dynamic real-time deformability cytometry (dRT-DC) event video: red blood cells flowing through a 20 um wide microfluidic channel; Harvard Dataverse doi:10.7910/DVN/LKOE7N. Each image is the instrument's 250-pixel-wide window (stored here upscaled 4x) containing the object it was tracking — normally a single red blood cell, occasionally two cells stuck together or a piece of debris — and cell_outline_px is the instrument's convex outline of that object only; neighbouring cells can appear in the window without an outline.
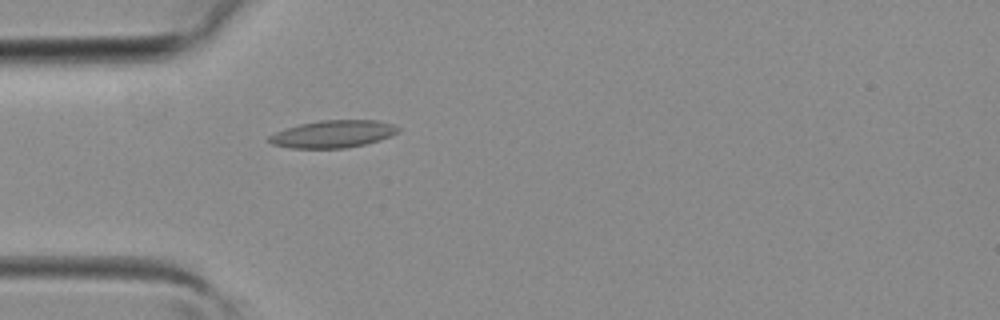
{"species": "common noctule bat (a hibernating species)", "species_latin": "Nyctalus noctula", "temperature_condition": "room temperature", "stored_images_in_passage": 5, "camera_frame_rate_fps": 3000, "um_per_image_px": 0.085, "animal": {"sex": "female", "body_mass_g": 19.3, "forearm_length_mm": 54.1}, "frame": {"image": 1, "passage_image": 5, "time_ms": 1.333, "image_size_px": [1000, 320], "cell_outline_px": [[400, 132], [380, 140], [364, 144], [344, 148], [292, 148], [272, 144], [268, 140], [268, 136], [276, 132], [300, 124], [320, 120], [376, 120], [392, 124], [400, 128]], "centroid_in_image_um": [28.33, 11.39], "position_along_channel_um": 56.7, "area_um2": 20.46}}